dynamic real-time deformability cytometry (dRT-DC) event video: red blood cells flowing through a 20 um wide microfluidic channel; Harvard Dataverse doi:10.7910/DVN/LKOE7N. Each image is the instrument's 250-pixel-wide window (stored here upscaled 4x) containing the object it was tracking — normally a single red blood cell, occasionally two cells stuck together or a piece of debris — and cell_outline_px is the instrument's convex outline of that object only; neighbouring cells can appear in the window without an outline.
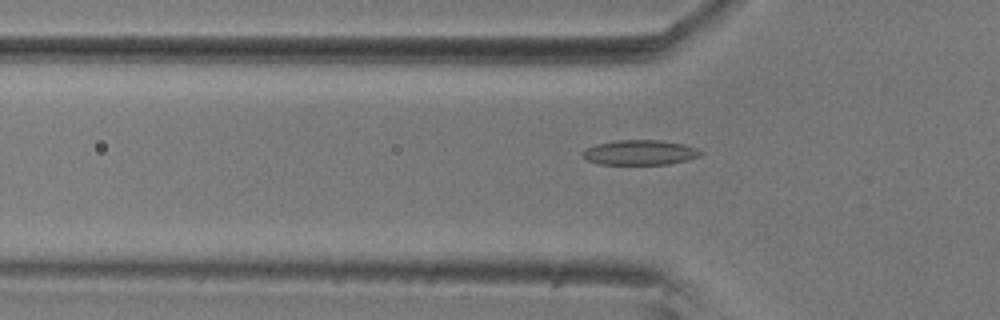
{"species": "common noctule bat (a hibernating species)", "species_latin": "Nyctalus noctula", "temperature_condition": "room temperature", "stored_images_in_passage": 57, "camera_frame_rate_fps": 3000, "um_per_image_px": 0.085, "animal": {"sex": "male", "body_mass_g": 20.5, "forearm_length_mm": 52.5}, "frame": {"image": 1, "passage_image": 18, "time_ms": 5.667, "image_size_px": [1000, 320], "cell_outline_px": [[704, 152], [700, 156], [688, 160], [668, 164], [600, 164], [588, 160], [580, 152], [584, 148], [596, 144], [616, 140], [660, 140], [684, 144], [696, 148]], "centroid_in_image_um": [54.4, 12.95], "position_along_channel_um": 71.4, "area_um2": 17.22}}
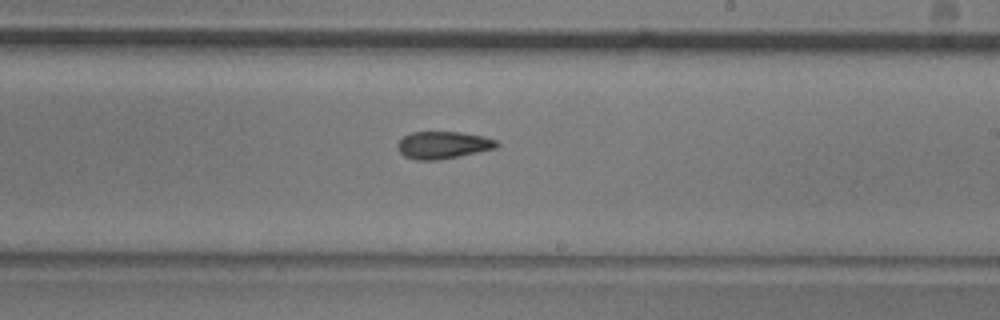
{"frame": {"image": 2, "passage_image": 33, "time_ms": 10.667, "image_size_px": [1000, 320], "cell_outline_px": [[500, 144], [496, 148], [436, 160], [416, 160], [404, 156], [396, 148], [396, 144], [404, 136], [412, 132], [460, 132], [484, 136], [496, 140]], "centroid_in_image_um": [37.63, 12.32], "position_along_channel_um": 251.4, "area_um2": 15.66}}
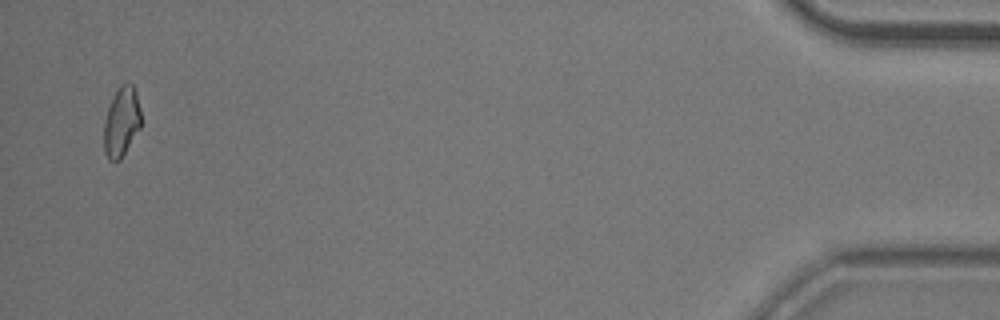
{"frame": {"image": 3, "passage_image": 55, "time_ms": 18.0, "image_size_px": [1000, 320], "cell_outline_px": [[140, 128], [120, 160], [108, 160], [104, 152], [104, 120], [108, 108], [120, 84], [128, 80], [132, 84], [136, 92], [140, 108]], "centroid_in_image_um": [10.32, 10.34], "position_along_channel_um": 424.9, "area_um2": 15.03}, "authors_computed_cell_mechanics": {"area_um2": 16.0106, "velocity_mm_per_s": 3.5565, "shape_relaxation_time_tau1_ms": 7.2592, "shape_relaxation_time_tau2_ms": 4.4325, "deformation_change_tau1": 0.1489, "deformation_change_tau2": 0.1073}}